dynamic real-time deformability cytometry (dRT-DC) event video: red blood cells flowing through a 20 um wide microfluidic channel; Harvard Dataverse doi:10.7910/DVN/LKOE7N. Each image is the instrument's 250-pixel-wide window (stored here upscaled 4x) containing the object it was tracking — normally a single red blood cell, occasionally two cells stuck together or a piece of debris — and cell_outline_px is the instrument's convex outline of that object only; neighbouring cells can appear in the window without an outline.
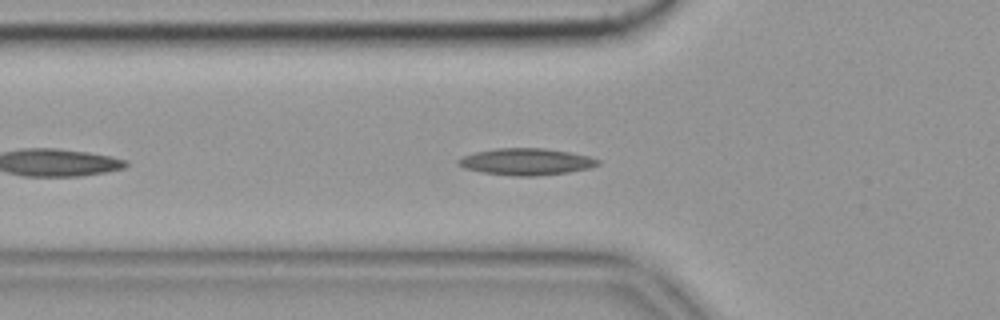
{"species": "common noctule bat (a hibernating species)", "species_latin": "Nyctalus noctula", "temperature_condition": "cold", "stored_images_in_passage": 44, "camera_frame_rate_fps": 3000, "um_per_image_px": 0.085, "animal": {"sex": "female", "body_mass_g": 19.9}, "frame": {"image": 1, "passage_image": 7, "time_ms": 2.0, "image_size_px": [1000, 320], "cell_outline_px": [[600, 164], [592, 168], [568, 172], [536, 176], [512, 176], [484, 172], [464, 168], [460, 164], [460, 160], [464, 156], [476, 152], [496, 148], [544, 148], [568, 152], [588, 156], [600, 160]], "centroid_in_image_um": [44.8, 13.75], "position_along_channel_um": 81.0, "area_um2": 21.5}, "authors_computed_cell_mechanics": {"area_um2": 19.5075, "velocity_mm_per_s": 3.5101, "shape_relaxation_time_tau1_ms": null, "shape_relaxation_time_tau2_ms": 7.459, "deformation_change_tau1": null, "deformation_change_tau2": 0.172}}